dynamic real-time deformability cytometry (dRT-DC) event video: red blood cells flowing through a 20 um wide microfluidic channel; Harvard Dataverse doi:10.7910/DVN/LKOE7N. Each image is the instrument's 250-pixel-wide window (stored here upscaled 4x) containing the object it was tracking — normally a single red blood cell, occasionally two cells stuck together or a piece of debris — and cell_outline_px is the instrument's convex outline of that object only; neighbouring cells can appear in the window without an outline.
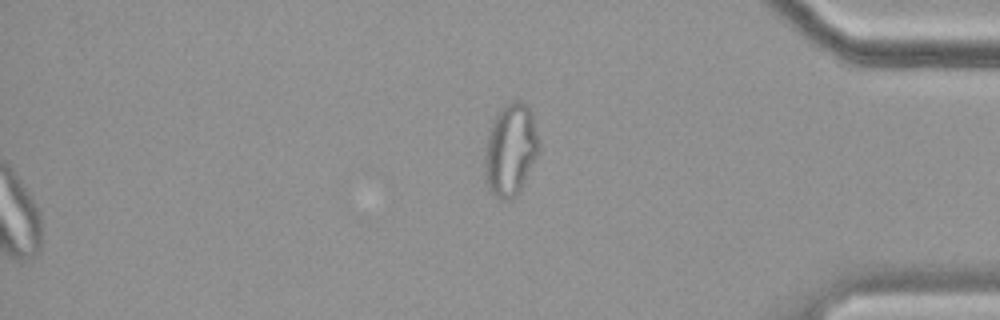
{"species": "common noctule bat (a hibernating species)", "species_latin": "Nyctalus noctula", "temperature_condition": "cold", "stored_images_in_passage": 58, "camera_frame_rate_fps": 3000, "um_per_image_px": 0.085, "animal": {"sex": "female", "body_mass_g": 19.9}, "frame": {"image": 1, "passage_image": 58, "time_ms": 19.0, "image_size_px": [1000, 320], "cell_outline_px": [[540, 148], [520, 192], [508, 200], [504, 200], [496, 196], [488, 188], [484, 172], [484, 156], [488, 136], [492, 124], [496, 116], [512, 100], [520, 100], [532, 112], [540, 144]], "centroid_in_image_um": [43.41, 12.76], "position_along_channel_um": 391.8, "area_um2": 28.78}, "authors_computed_cell_mechanics": {"area_um2": 28.5243, "velocity_mm_per_s": 3.4833, "shape_relaxation_time_tau1_ms": null, "shape_relaxation_time_tau2_ms": 1.9107, "deformation_change_tau1": null, "deformation_change_tau2": 0.0695}}